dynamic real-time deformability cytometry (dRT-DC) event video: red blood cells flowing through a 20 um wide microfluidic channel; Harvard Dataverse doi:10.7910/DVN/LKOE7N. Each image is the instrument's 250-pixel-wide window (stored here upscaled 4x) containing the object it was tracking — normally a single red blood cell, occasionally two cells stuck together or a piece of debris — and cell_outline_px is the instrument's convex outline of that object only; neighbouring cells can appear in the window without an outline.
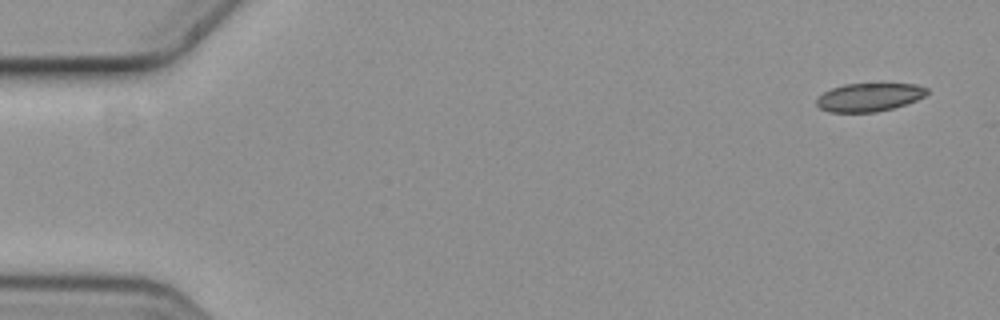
{"species": "common noctule bat (a hibernating species)", "species_latin": "Nyctalus noctula", "temperature_condition": "cold", "stored_images_in_passage": 5, "camera_frame_rate_fps": 3000, "um_per_image_px": 0.085, "animal": {"sex": "female", "body_mass_g": 19.3, "forearm_length_mm": 54.1}, "frame": {"image": 1, "passage_image": 1, "time_ms": 0.0, "image_size_px": [1000, 320], "cell_outline_px": [[928, 92], [924, 96], [916, 100], [892, 108], [876, 112], [828, 112], [820, 108], [816, 104], [816, 100], [824, 92], [832, 88], [844, 84], [880, 80], [916, 84], [928, 88]], "centroid_in_image_um": [73.92, 8.2], "position_along_channel_um": 11.1, "area_um2": 19.07}}
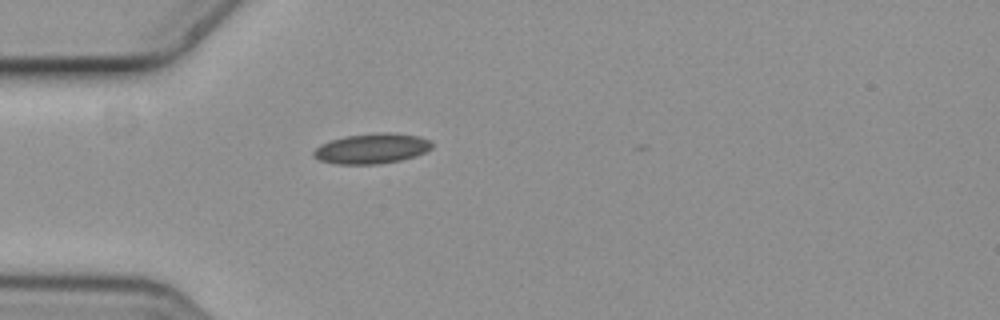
{"frame": {"image": 2, "passage_image": 5, "time_ms": 1.333, "image_size_px": [1000, 320], "cell_outline_px": [[432, 148], [416, 156], [400, 160], [380, 164], [336, 164], [320, 160], [312, 156], [312, 152], [320, 144], [328, 140], [344, 136], [376, 132], [396, 132], [420, 136], [432, 140]], "centroid_in_image_um": [31.61, 12.61], "position_along_channel_um": 53.4, "area_um2": 21.27}}